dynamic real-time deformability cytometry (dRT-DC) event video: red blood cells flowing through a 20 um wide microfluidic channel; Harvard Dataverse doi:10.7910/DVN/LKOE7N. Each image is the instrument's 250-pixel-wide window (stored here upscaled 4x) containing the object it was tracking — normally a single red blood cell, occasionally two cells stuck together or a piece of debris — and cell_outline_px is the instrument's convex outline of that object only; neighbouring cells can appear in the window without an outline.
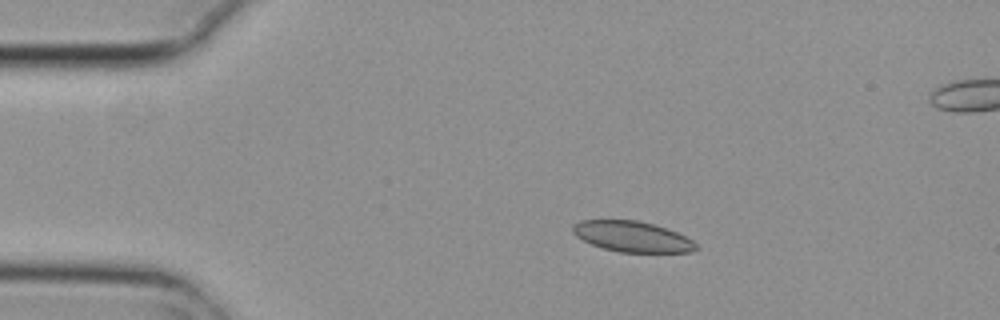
{"species": "common noctule bat (a hibernating species)", "species_latin": "Nyctalus noctula", "temperature_condition": "cold", "stored_images_in_passage": 6, "camera_frame_rate_fps": 3000, "um_per_image_px": 0.085, "animal": {"sex": "female", "body_mass_g": 29.2, "forearm_length_mm": 56.3}, "frame": {"image": 1, "passage_image": 2, "time_ms": 0.333, "image_size_px": [1000, 320], "cell_outline_px": [[700, 248], [692, 252], [620, 252], [604, 248], [592, 244], [576, 236], [572, 232], [572, 224], [580, 220], [636, 220], [652, 224], [676, 232], [692, 240]], "centroid_in_image_um": [53.73, 20.11], "position_along_channel_um": 31.3, "area_um2": 21.85}}
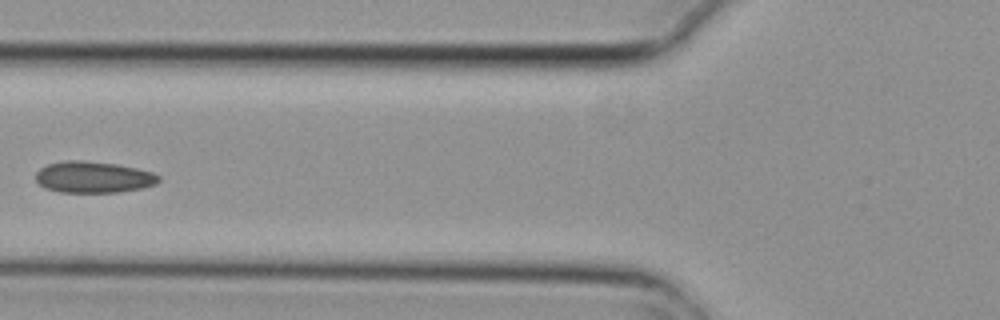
{"frame": {"image": 2, "passage_image": 5, "time_ms": 1.333, "image_size_px": [1000, 320], "cell_outline_px": [[160, 180], [156, 184], [140, 188], [116, 192], [60, 192], [44, 188], [36, 180], [36, 172], [40, 168], [48, 164], [68, 160], [80, 160], [116, 164], [136, 168], [152, 172], [160, 176]], "centroid_in_image_um": [7.93, 15.05], "position_along_channel_um": 117.9, "area_um2": 22.37}}
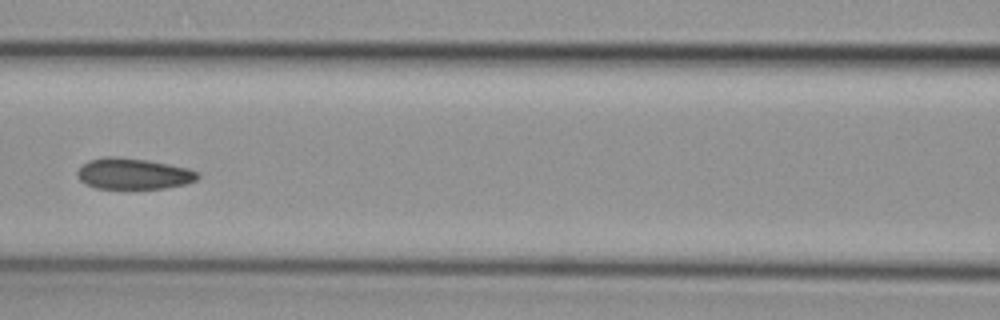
{"frame": {"image": 3, "passage_image": 6, "time_ms": 1.667, "image_size_px": [1000, 320], "cell_outline_px": [[200, 176], [196, 180], [188, 184], [164, 188], [96, 188], [84, 184], [76, 176], [76, 172], [88, 160], [104, 156], [120, 156], [148, 160], [188, 168], [200, 172]], "centroid_in_image_um": [11.34, 14.76], "position_along_channel_um": 155.3, "area_um2": 22.02}}